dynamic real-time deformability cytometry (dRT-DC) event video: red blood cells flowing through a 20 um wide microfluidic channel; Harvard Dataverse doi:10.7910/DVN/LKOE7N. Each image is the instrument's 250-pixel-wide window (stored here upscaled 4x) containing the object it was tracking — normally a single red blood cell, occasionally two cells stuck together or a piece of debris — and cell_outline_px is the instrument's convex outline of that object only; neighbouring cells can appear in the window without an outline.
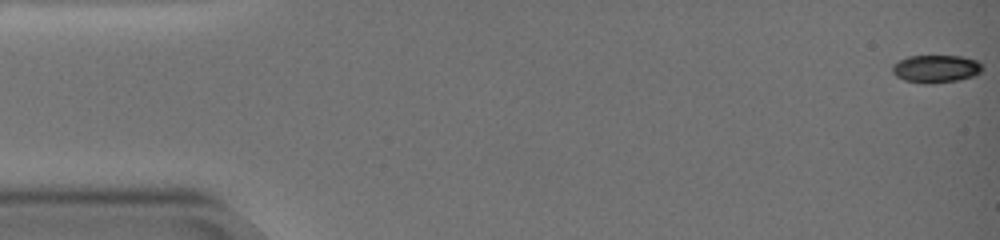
{"species": "common noctule bat (a hibernating species)", "species_latin": "Nyctalus noctula", "temperature_condition": "warm", "stored_images_in_passage": 70, "camera_frame_rate_fps": 3000, "um_per_image_px": 0.085, "animal": {"sex": "female", "body_mass_g": 19.0, "forearm_length_mm": 51.5}, "frame": {"image": 1, "passage_image": 1, "time_ms": 0.0, "image_size_px": [1000, 240], "cell_outline_px": [[984, 68], [976, 76], [960, 80], [928, 84], [924, 84], [904, 80], [896, 76], [892, 72], [892, 68], [900, 60], [912, 56], [960, 56], [976, 60]], "centroid_in_image_um": [79.59, 5.86], "position_along_channel_um": 5.4, "area_um2": 14.51}}
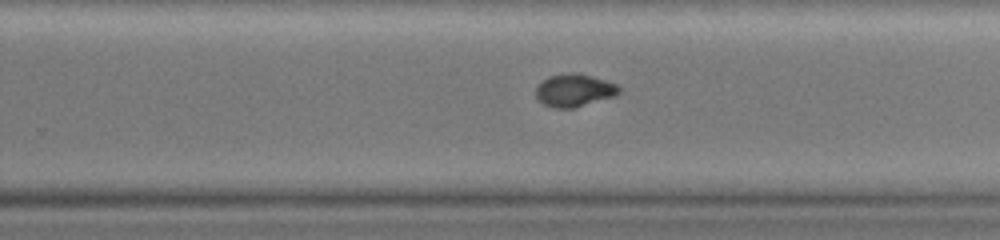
{"frame": {"image": 2, "passage_image": 46, "time_ms": 15.0, "image_size_px": [1000, 240], "cell_outline_px": [[620, 92], [616, 96], [572, 108], [552, 108], [544, 104], [536, 96], [536, 88], [544, 80], [552, 76], [568, 72], [592, 76], [616, 84], [620, 88]], "centroid_in_image_um": [48.83, 7.69], "position_along_channel_um": 281.0, "area_um2": 15.55}}
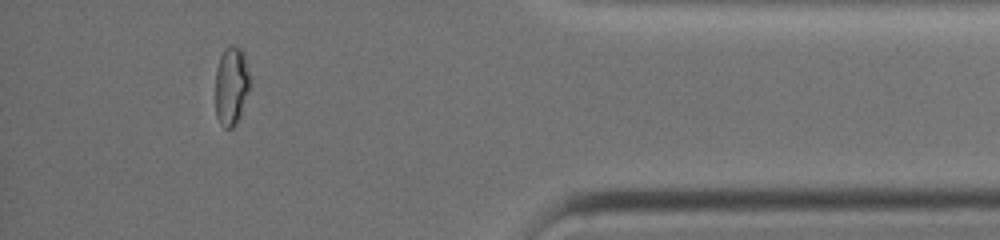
{"frame": {"image": 3, "passage_image": 63, "time_ms": 20.667, "image_size_px": [1000, 240], "cell_outline_px": [[252, 84], [240, 116], [236, 124], [232, 128], [224, 128], [220, 124], [216, 116], [216, 68], [220, 56], [224, 48], [228, 44], [232, 44], [240, 48], [244, 52]], "centroid_in_image_um": [19.69, 7.27], "position_along_channel_um": 415.5, "area_um2": 16.36}, "authors_computed_cell_mechanics": {"area_um2": 15.4615, "velocity_mm_per_s": 2.8499, "shape_relaxation_time_tau1_ms": 9.3235, "shape_relaxation_time_tau2_ms": 1.4513, "deformation_change_tau1": 0.2358, "deformation_change_tau2": 0.0367}}